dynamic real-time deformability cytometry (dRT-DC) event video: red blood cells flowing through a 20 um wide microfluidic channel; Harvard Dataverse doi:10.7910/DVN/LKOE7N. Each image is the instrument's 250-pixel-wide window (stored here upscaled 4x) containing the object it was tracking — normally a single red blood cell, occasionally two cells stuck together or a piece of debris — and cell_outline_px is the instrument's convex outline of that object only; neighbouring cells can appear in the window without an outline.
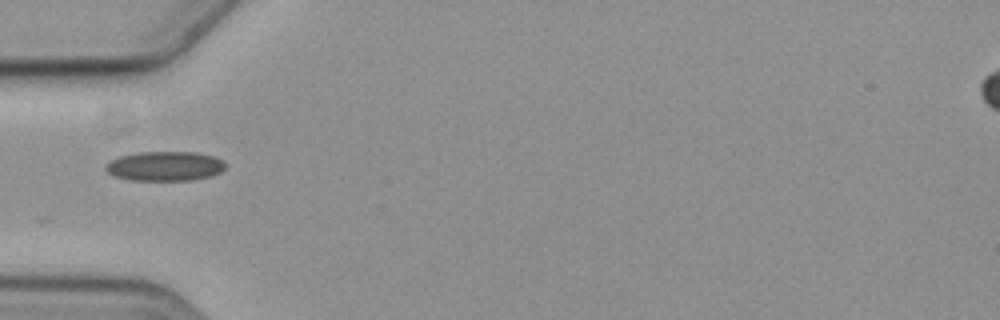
{"species": "common noctule bat (a hibernating species)", "species_latin": "Nyctalus noctula", "temperature_condition": "cold", "stored_images_in_passage": 3, "camera_frame_rate_fps": 3000, "um_per_image_px": 0.085, "animal": {"sex": "female", "body_mass_g": 19.3, "forearm_length_mm": 54.1}, "frame": {"image": 1, "passage_image": 3, "time_ms": 3.667, "image_size_px": [1000, 320], "cell_outline_px": [[228, 164], [220, 172], [212, 176], [192, 180], [132, 180], [112, 176], [104, 168], [104, 164], [120, 156], [136, 152], [196, 152], [216, 156], [224, 160]], "centroid_in_image_um": [14.04, 14.11], "position_along_channel_um": 71.0, "area_um2": 20.92}}